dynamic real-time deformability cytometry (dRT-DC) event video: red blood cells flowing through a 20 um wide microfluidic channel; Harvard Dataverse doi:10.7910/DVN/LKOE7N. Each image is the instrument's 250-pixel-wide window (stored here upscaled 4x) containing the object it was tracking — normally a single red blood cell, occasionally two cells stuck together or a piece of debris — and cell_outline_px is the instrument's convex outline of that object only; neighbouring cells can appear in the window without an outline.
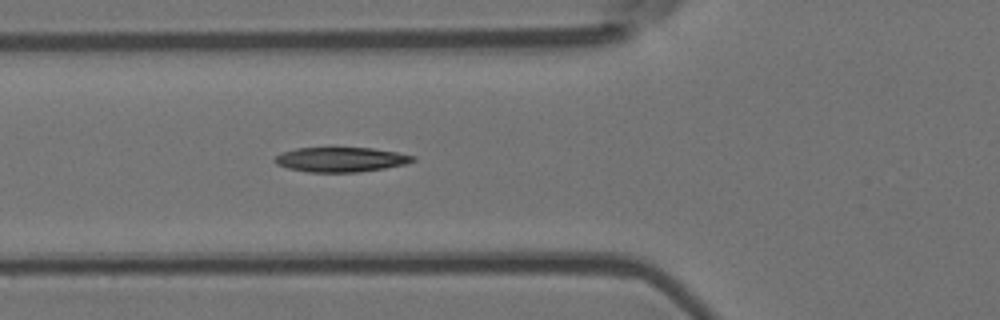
{"species": "Egyptian fruit bat (a non-hibernating species)", "species_latin": "Rousettus aegyptiacus", "temperature_condition": "room temperature", "stored_images_in_passage": 6, "camera_frame_rate_fps": 3000, "um_per_image_px": 0.085, "animal": {"sex": "female"}, "frame": {"image": 1, "passage_image": 6, "time_ms": 1.667, "image_size_px": [1000, 320], "cell_outline_px": [[416, 160], [404, 164], [384, 168], [360, 172], [308, 172], [288, 168], [276, 164], [272, 160], [280, 152], [296, 148], [372, 148], [396, 152], [416, 156]], "centroid_in_image_um": [28.94, 13.56], "position_along_channel_um": 96.9, "area_um2": 19.88}}